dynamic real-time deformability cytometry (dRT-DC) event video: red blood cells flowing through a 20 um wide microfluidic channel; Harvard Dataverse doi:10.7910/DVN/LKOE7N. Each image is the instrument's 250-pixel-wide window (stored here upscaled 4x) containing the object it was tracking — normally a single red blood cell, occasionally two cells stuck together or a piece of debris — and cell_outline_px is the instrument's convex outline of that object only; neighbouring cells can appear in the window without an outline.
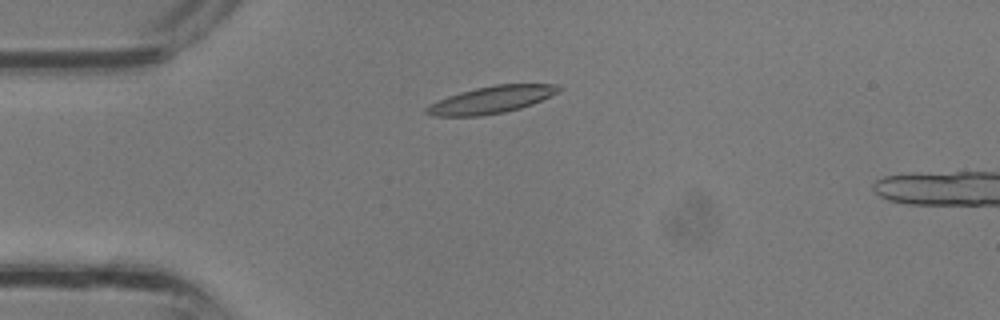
{"species": "common noctule bat (a hibernating species)", "species_latin": "Nyctalus noctula", "temperature_condition": "room temperature", "stored_images_in_passage": 11, "camera_frame_rate_fps": 3000, "um_per_image_px": 0.085, "animal": {"sex": "male", "body_mass_g": 13.3}, "frame": {"image": 1, "passage_image": 7, "time_ms": 2.0, "image_size_px": [1000, 320], "cell_outline_px": [[564, 88], [532, 104], [520, 108], [504, 112], [480, 116], [432, 116], [424, 112], [424, 108], [428, 104], [448, 96], [460, 92], [476, 88], [496, 84], [560, 84]], "centroid_in_image_um": [41.72, 8.48], "position_along_channel_um": 43.3, "area_um2": 20.87}}
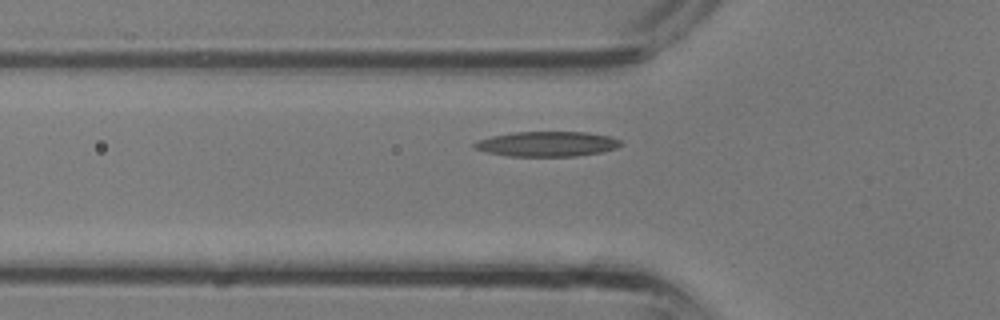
{"frame": {"image": 2, "passage_image": 10, "time_ms": 3.0, "image_size_px": [1000, 320], "cell_outline_px": [[624, 144], [616, 148], [600, 152], [576, 156], [508, 156], [488, 152], [476, 148], [472, 144], [480, 140], [492, 136], [516, 132], [588, 132], [608, 136], [620, 140]], "centroid_in_image_um": [46.55, 12.23], "position_along_channel_um": 79.3, "area_um2": 21.1}}